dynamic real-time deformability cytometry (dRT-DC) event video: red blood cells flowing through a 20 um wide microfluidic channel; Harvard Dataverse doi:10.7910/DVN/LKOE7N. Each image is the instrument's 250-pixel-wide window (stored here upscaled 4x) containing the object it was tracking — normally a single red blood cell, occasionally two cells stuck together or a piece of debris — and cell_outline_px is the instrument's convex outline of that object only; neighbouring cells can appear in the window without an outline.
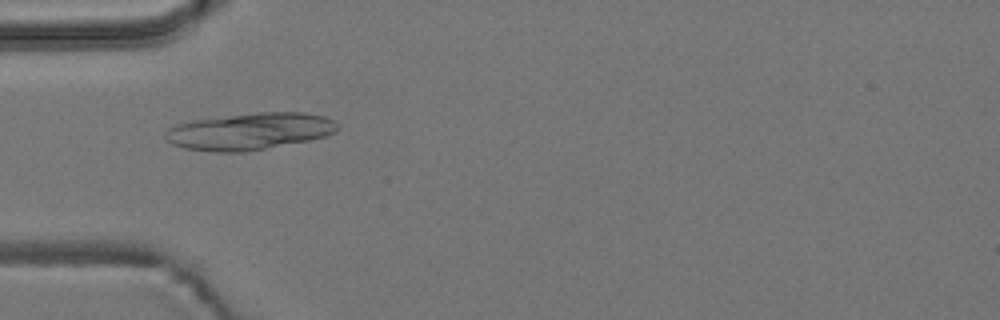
{"species": "common noctule bat (a hibernating species)", "species_latin": "Nyctalus noctula", "temperature_condition": "room temperature", "stored_images_in_passage": 47, "camera_frame_rate_fps": 3000, "um_per_image_px": 0.085, "animal": {"sex": "male", "body_mass_g": 19.2, "forearm_length_mm": 51.8}, "frame": {"image": 1, "passage_image": 14, "time_ms": 4.333, "image_size_px": [1000, 320], "cell_outline_px": [[336, 132], [324, 136], [308, 140], [244, 152], [216, 152], [184, 148], [172, 144], [164, 136], [164, 132], [168, 128], [176, 124], [192, 120], [256, 112], [304, 112], [324, 116], [332, 120], [336, 124]], "centroid_in_image_um": [21.17, 11.15], "position_along_channel_um": 63.8, "area_um2": 36.82}}
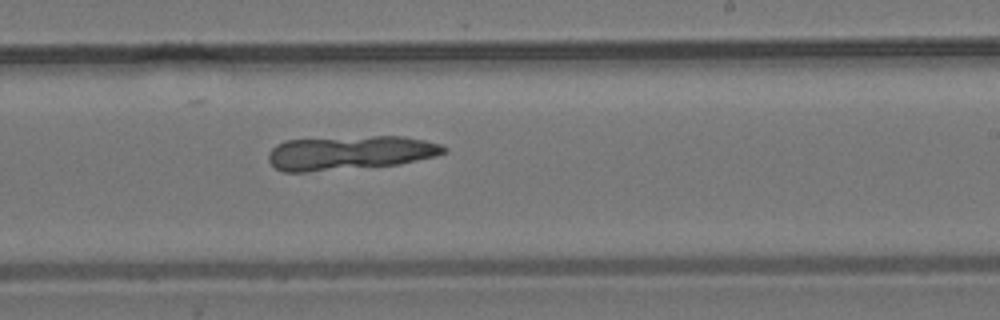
{"frame": {"image": 2, "passage_image": 30, "time_ms": 9.667, "image_size_px": [1000, 320], "cell_outline_px": [[448, 152], [436, 156], [400, 164], [304, 172], [284, 172], [276, 168], [268, 160], [268, 152], [276, 144], [284, 140], [372, 136], [404, 136], [424, 140], [440, 144], [448, 148]], "centroid_in_image_um": [29.75, 12.98], "position_along_channel_um": 259.2, "area_um2": 34.91}}
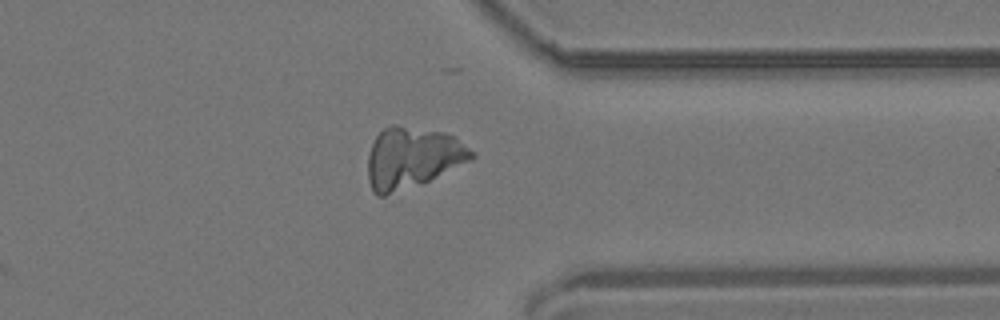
{"frame": {"image": 3, "passage_image": 40, "time_ms": 13.0, "image_size_px": [1000, 320], "cell_outline_px": [[476, 156], [472, 160], [420, 184], [384, 196], [376, 196], [372, 192], [368, 180], [368, 156], [372, 144], [376, 136], [384, 128], [392, 124], [396, 124], [444, 132], [456, 136], [476, 152]], "centroid_in_image_um": [35.07, 13.39], "position_along_channel_um": 376.3, "area_um2": 37.22}}